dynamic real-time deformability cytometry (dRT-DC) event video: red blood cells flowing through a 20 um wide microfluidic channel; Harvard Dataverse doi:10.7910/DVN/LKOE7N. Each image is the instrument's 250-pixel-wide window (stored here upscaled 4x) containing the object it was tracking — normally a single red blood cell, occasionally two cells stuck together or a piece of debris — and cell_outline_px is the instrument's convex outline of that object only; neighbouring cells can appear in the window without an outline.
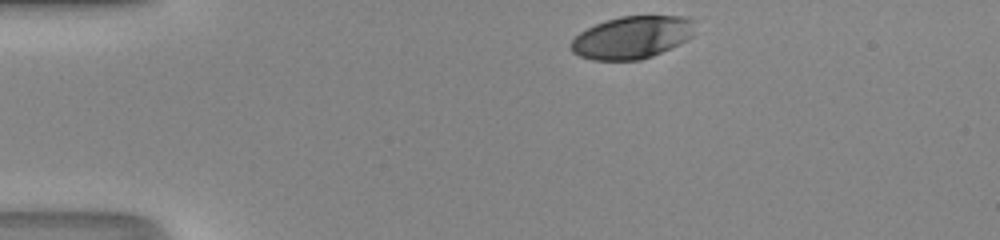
{"species": "human", "species_latin": "Homo sapiens", "temperature_condition": "room temperature", "stored_images_in_passage": 32, "camera_frame_rate_fps": 3000, "um_per_image_px": 0.085, "donor": {"sex": "male"}, "frame": {"image": 1, "passage_image": 1, "time_ms": 0.0, "image_size_px": [1000, 240], "cell_outline_px": [[696, 20], [692, 36], [652, 56], [640, 60], [592, 60], [580, 56], [572, 52], [568, 48], [568, 44], [580, 32], [596, 24], [620, 16], [684, 16]], "centroid_in_image_um": [53.69, 3.17], "position_along_channel_um": 31.3, "area_um2": 30.58}}
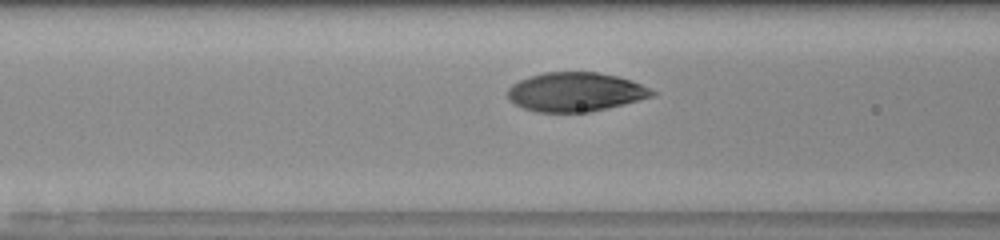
{"frame": {"image": 2, "passage_image": 12, "time_ms": 3.667, "image_size_px": [1000, 240], "cell_outline_px": [[656, 96], [624, 104], [588, 112], [536, 112], [524, 108], [508, 100], [508, 88], [512, 84], [528, 76], [544, 72], [596, 72], [616, 76], [632, 80], [656, 92]], "centroid_in_image_um": [48.9, 7.81], "position_along_channel_um": 117.7, "area_um2": 32.89}}
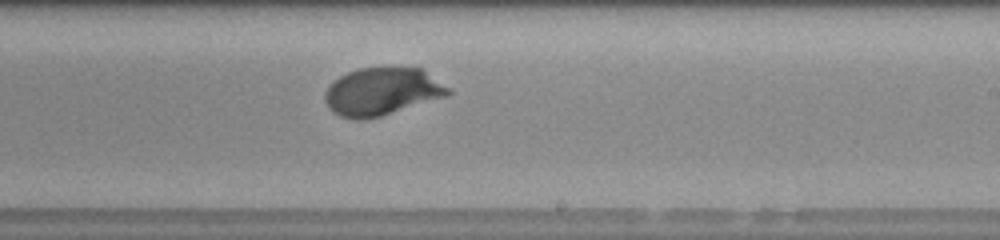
{"frame": {"image": 3, "passage_image": 22, "time_ms": 7.0, "image_size_px": [1000, 240], "cell_outline_px": [[452, 92], [448, 96], [380, 116], [360, 120], [356, 120], [340, 116], [332, 112], [328, 108], [324, 100], [324, 92], [340, 76], [348, 72], [360, 68], [424, 68], [448, 88]], "centroid_in_image_um": [32.47, 7.79], "position_along_channel_um": 256.5, "area_um2": 34.1}, "authors_computed_cell_mechanics": {"area_um2": 33.9286, "velocity_mm_per_s": 4.1831, "shape_relaxation_time_tau1_ms": 3.3401, "shape_relaxation_time_tau2_ms": null, "deformation_change_tau1": 0.1705, "deformation_change_tau2": null}}